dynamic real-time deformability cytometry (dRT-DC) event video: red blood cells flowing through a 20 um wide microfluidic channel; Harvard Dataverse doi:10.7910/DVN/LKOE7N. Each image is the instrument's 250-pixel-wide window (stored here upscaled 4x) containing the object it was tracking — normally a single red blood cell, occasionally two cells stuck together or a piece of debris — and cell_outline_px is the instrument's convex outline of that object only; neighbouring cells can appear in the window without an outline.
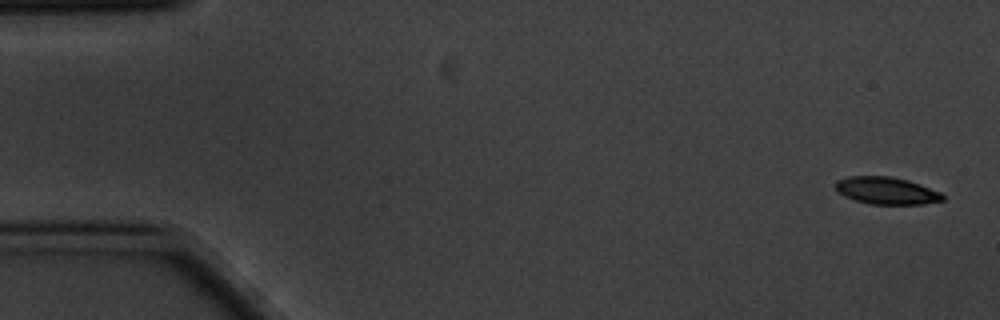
{"species": "common noctule bat (a hibernating species)", "species_latin": "Nyctalus noctula", "temperature_condition": "cold", "stored_images_in_passage": 5, "camera_frame_rate_fps": 3000, "um_per_image_px": 0.085, "animal": {"sex": "male", "body_mass_g": 20.1, "forearm_length_mm": 53.5}, "frame": {"image": 1, "passage_image": 1, "time_ms": 0.0, "image_size_px": [1000, 320], "cell_outline_px": [[944, 200], [924, 204], [868, 204], [844, 196], [836, 192], [836, 180], [848, 176], [892, 176], [908, 180], [920, 184], [940, 192], [944, 196]], "centroid_in_image_um": [75.33, 16.2], "position_along_channel_um": 9.7, "area_um2": 17.11}}